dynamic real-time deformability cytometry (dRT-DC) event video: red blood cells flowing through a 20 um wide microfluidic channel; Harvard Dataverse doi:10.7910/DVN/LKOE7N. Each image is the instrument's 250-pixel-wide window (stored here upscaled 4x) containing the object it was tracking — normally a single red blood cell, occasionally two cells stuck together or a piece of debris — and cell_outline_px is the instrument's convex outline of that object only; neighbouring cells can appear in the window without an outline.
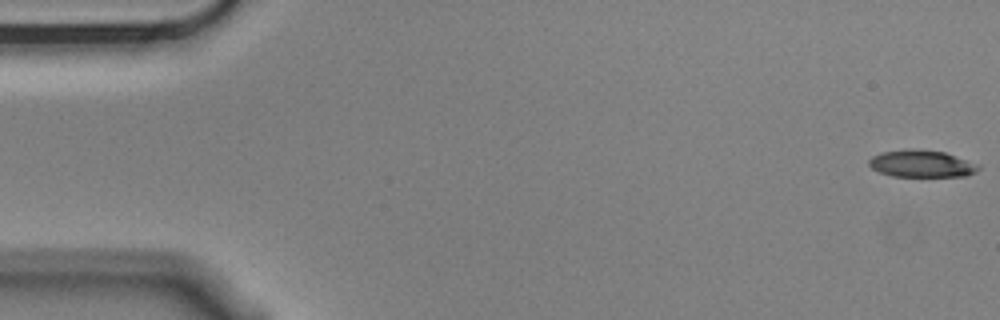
{"species": "Egyptian fruit bat (a non-hibernating species)", "species_latin": "Rousettus aegyptiacus", "temperature_condition": "cold", "stored_images_in_passage": 5, "camera_frame_rate_fps": 3000, "um_per_image_px": 0.085, "animal": {"sex": "male"}, "frame": {"image": 1, "passage_image": 1, "time_ms": 0.0, "image_size_px": [1000, 320], "cell_outline_px": [[980, 168], [976, 172], [968, 176], [892, 176], [880, 172], [872, 168], [868, 164], [868, 160], [872, 156], [880, 152], [904, 148], [912, 148], [944, 152], [964, 160]], "centroid_in_image_um": [78.23, 13.9], "position_along_channel_um": 6.8, "area_um2": 17.11}}
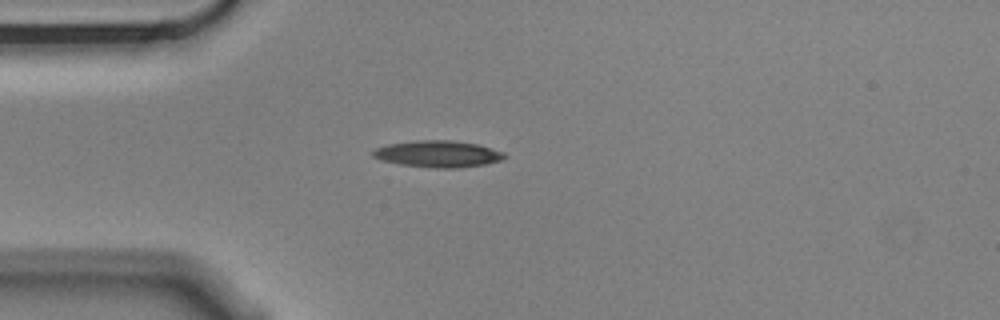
{"frame": {"image": 2, "passage_image": 5, "time_ms": 1.333, "image_size_px": [1000, 320], "cell_outline_px": [[508, 156], [500, 160], [484, 164], [456, 168], [436, 168], [400, 164], [384, 160], [372, 156], [372, 152], [376, 148], [388, 144], [416, 140], [452, 140], [476, 144], [504, 152]], "centroid_in_image_um": [37.23, 13.08], "position_along_channel_um": 47.8, "area_um2": 20.17}}